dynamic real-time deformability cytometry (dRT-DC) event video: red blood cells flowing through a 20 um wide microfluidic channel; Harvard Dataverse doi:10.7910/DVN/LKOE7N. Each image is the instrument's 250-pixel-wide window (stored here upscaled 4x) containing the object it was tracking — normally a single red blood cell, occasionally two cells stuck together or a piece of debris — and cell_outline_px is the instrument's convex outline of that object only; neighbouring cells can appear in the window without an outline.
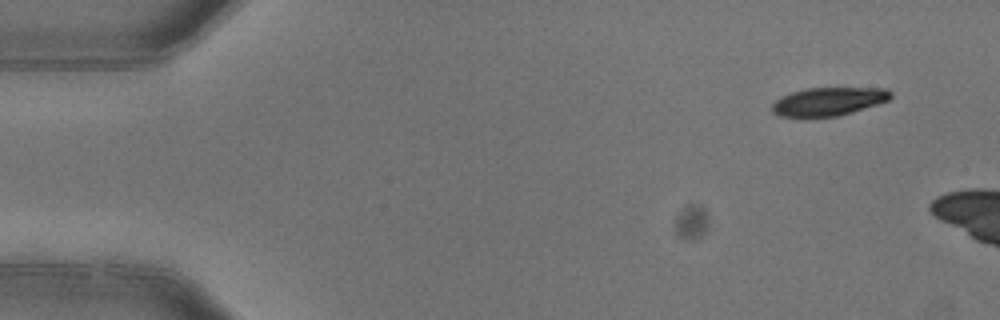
{"species": "common noctule bat (a hibernating species)", "species_latin": "Nyctalus noctula", "temperature_condition": "warm", "stored_images_in_passage": 3, "camera_frame_rate_fps": 3000, "um_per_image_px": 0.085, "animal": {"sex": "female"}, "frame": {"image": 1, "passage_image": 1, "time_ms": 0.0, "image_size_px": [1000, 320], "cell_outline_px": [[892, 96], [888, 100], [876, 104], [836, 116], [808, 120], [780, 116], [772, 112], [772, 104], [780, 96], [804, 88], [888, 88], [892, 92]], "centroid_in_image_um": [70.33, 8.66], "position_along_channel_um": 14.7, "area_um2": 20.06}}